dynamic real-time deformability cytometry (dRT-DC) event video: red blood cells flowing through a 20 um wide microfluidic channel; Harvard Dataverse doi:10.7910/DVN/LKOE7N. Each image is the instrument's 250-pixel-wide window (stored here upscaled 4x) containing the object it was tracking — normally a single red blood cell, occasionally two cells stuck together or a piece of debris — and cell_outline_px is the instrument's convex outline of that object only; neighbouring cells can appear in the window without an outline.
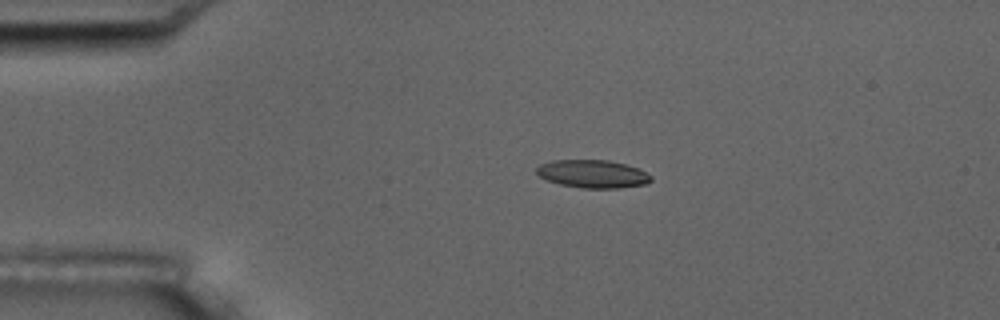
{"species": "common noctule bat (a hibernating species)", "species_latin": "Nyctalus noctula", "temperature_condition": "room temperature", "stored_images_in_passage": 6, "camera_frame_rate_fps": 3000, "um_per_image_px": 0.085, "animal": {"sex": "male", "body_mass_g": 17.5, "forearm_length_mm": 52.3}, "frame": {"image": 1, "passage_image": 4, "time_ms": 3.667, "image_size_px": [1000, 320], "cell_outline_px": [[652, 180], [644, 184], [620, 188], [580, 188], [560, 184], [548, 180], [540, 176], [536, 172], [536, 168], [540, 164], [552, 160], [608, 160], [624, 164], [636, 168], [652, 176]], "centroid_in_image_um": [50.35, 14.78], "position_along_channel_um": 34.6, "area_um2": 18.5}}
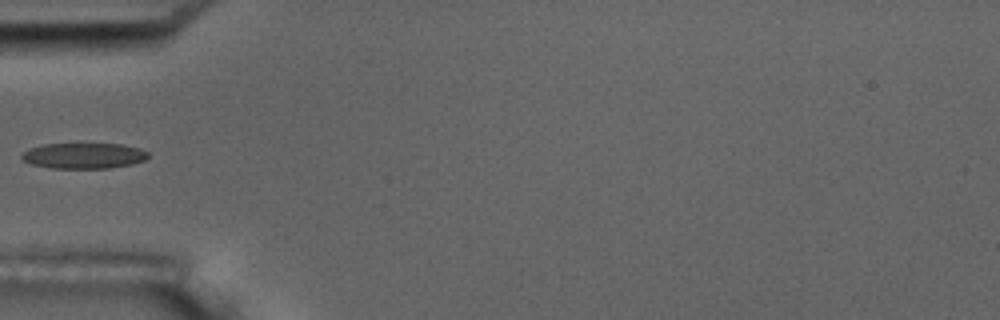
{"frame": {"image": 2, "passage_image": 6, "time_ms": 6.0, "image_size_px": [1000, 320], "cell_outline_px": [[148, 156], [144, 160], [128, 164], [108, 168], [52, 168], [32, 164], [24, 160], [20, 156], [28, 148], [44, 144], [120, 144], [140, 148], [148, 152]], "centroid_in_image_um": [7.09, 13.23], "position_along_channel_um": 77.9, "area_um2": 18.67}}